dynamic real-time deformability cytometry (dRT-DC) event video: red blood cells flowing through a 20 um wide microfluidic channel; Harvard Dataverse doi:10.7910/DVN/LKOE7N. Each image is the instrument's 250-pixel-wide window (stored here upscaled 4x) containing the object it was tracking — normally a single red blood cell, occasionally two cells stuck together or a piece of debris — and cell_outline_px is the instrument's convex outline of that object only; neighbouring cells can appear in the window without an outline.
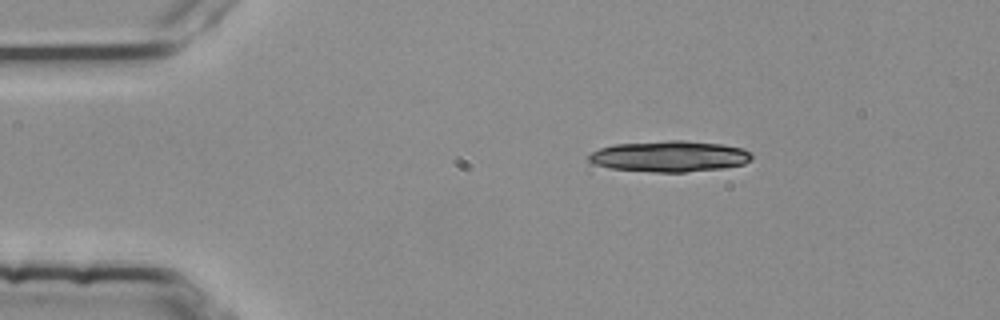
{"species": "common noctule bat (a hibernating species)", "species_latin": "Nyctalus noctula", "temperature_condition": "room temperature", "stored_images_in_passage": 5, "segment_of_instrument_passage": [2, 2], "camera_frame_rate_fps": 3000, "um_per_image_px": 0.085, "animal": {"sex": "female", "body_mass_g": 25.1}, "frame": {"image": 1, "passage_image": 5, "time_ms": 1.333, "image_size_px": [1000, 320], "cell_outline_px": [[752, 156], [744, 164], [724, 168], [684, 172], [652, 172], [612, 168], [592, 164], [588, 160], [588, 156], [592, 152], [600, 148], [612, 144], [668, 140], [684, 140], [724, 144], [744, 148]], "centroid_in_image_um": [56.9, 13.28], "position_along_channel_um": 28.1, "area_um2": 29.59}}